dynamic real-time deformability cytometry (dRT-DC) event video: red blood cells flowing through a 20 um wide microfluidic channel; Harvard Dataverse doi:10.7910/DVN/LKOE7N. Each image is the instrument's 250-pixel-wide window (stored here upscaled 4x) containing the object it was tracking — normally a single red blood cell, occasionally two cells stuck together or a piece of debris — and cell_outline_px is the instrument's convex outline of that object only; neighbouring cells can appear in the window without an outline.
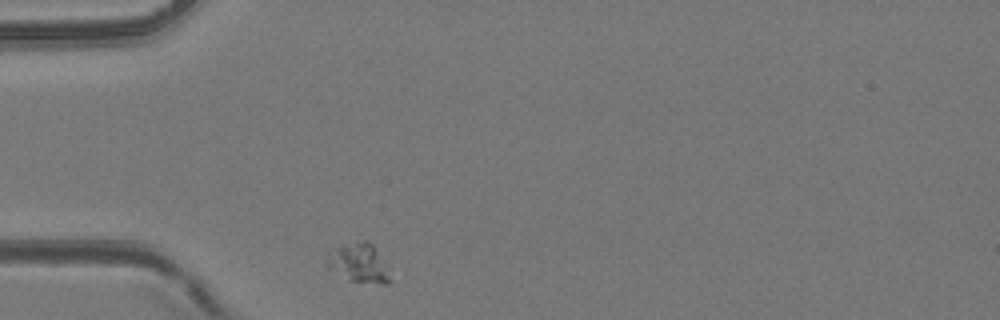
{"species": "common noctule bat (a hibernating species)", "species_latin": "Nyctalus noctula", "temperature_condition": "room temperature", "stored_images_in_passage": 29, "camera_frame_rate_fps": 3000, "um_per_image_px": 0.085, "animal": {"sex": "female", "body_mass_g": 24.6, "forearm_length_mm": 56.2}, "frame": {"image": 1, "passage_image": 1, "time_ms": 0.0, "image_size_px": [1000, 320], "cell_outline_px": [[392, 280], [388, 284], [384, 284], [348, 280], [328, 268], [324, 264], [324, 260], [336, 248], [364, 240], [372, 244], [376, 248], [388, 268]], "centroid_in_image_um": [30.53, 22.39], "position_along_channel_um": 54.5, "area_um2": 14.22}}
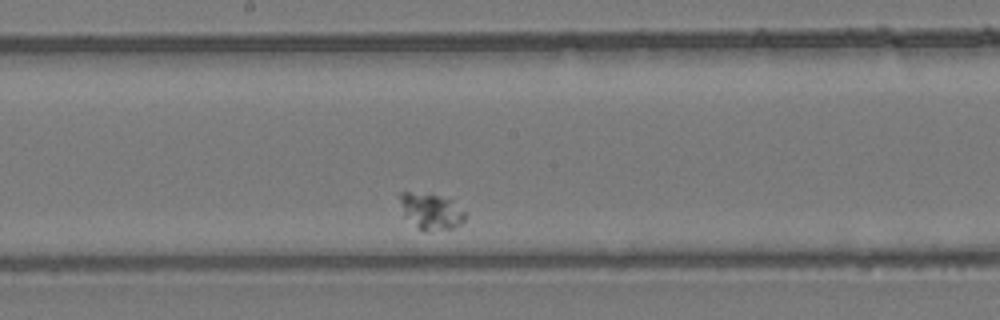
{"frame": {"image": 2, "passage_image": 15, "time_ms": 4.667, "image_size_px": [1000, 320], "cell_outline_px": [[464, 220], [460, 224], [452, 228], [424, 232], [404, 216], [400, 200], [400, 192], [432, 192], [452, 200], [464, 212]], "centroid_in_image_um": [36.62, 17.93], "position_along_channel_um": 211.6, "area_um2": 13.81}}
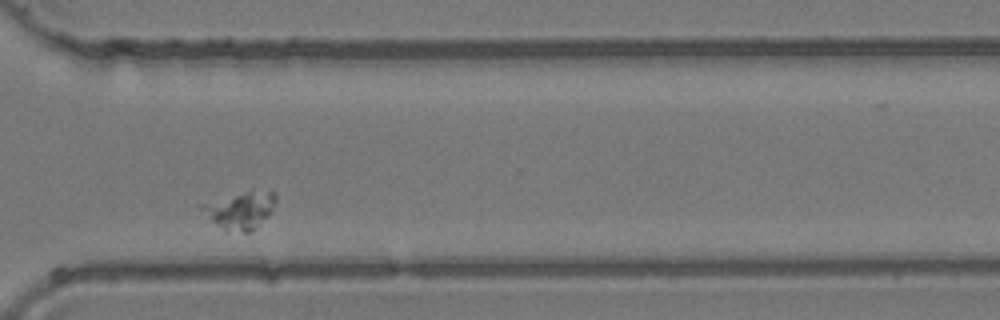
{"frame": {"image": 3, "passage_image": 26, "time_ms": 8.333, "image_size_px": [1000, 320], "cell_outline_px": [[276, 200], [272, 212], [268, 216], [248, 232], [224, 232], [200, 208], [200, 204], [252, 188], [272, 192], [276, 196]], "centroid_in_image_um": [20.44, 17.84], "position_along_channel_um": 350.2, "area_um2": 16.18}}